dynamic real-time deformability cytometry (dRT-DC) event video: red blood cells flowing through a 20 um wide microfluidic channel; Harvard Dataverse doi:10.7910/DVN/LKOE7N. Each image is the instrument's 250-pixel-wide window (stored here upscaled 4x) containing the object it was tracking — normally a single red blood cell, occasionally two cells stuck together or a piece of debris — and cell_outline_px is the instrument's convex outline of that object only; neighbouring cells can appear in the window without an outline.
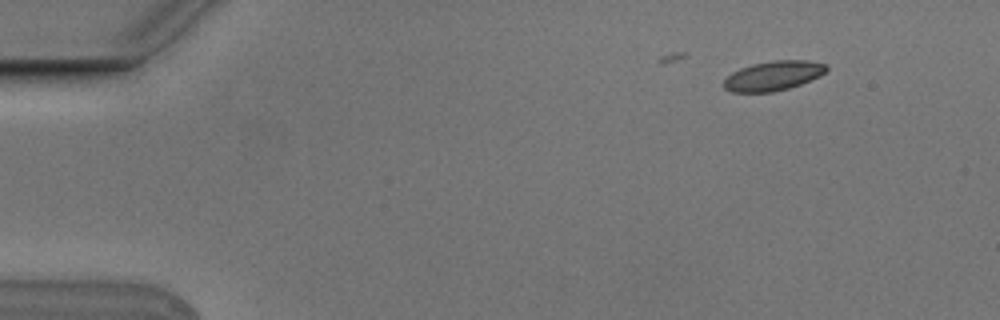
{"species": "Egyptian fruit bat (a non-hibernating species)", "species_latin": "Rousettus aegyptiacus", "temperature_condition": "cold", "stored_images_in_passage": 6, "camera_frame_rate_fps": 3000, "um_per_image_px": 0.085, "animal": {"sex": "male"}, "frame": {"image": 1, "passage_image": 2, "time_ms": 0.333, "image_size_px": [1000, 320], "cell_outline_px": [[828, 68], [820, 76], [800, 84], [788, 88], [772, 92], [732, 92], [724, 88], [724, 80], [732, 72], [740, 68], [752, 64], [772, 60], [808, 60], [828, 64]], "centroid_in_image_um": [65.74, 6.43], "position_along_channel_um": 19.3, "area_um2": 17.69}}